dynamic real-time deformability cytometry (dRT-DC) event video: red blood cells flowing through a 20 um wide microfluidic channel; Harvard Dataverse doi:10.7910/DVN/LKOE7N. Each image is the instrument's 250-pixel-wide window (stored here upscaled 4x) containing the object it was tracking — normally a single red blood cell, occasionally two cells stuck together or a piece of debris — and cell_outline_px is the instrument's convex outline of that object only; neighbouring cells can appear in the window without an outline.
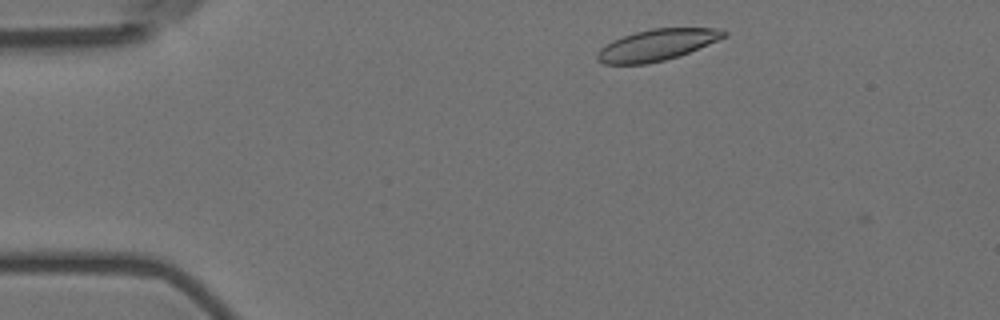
{"species": "Egyptian fruit bat (a non-hibernating species)", "species_latin": "Rousettus aegyptiacus", "temperature_condition": "room temperature", "stored_images_in_passage": 9, "camera_frame_rate_fps": 3000, "um_per_image_px": 0.085, "animal": {"sex": "female"}, "frame": {"image": 1, "passage_image": 1, "time_ms": 0.0, "image_size_px": [1000, 320], "cell_outline_px": [[728, 36], [688, 52], [664, 60], [644, 64], [604, 64], [596, 60], [596, 56], [600, 48], [612, 40], [636, 32], [652, 28], [716, 28], [728, 32]], "centroid_in_image_um": [55.82, 3.82], "position_along_channel_um": 29.2, "area_um2": 22.89}}